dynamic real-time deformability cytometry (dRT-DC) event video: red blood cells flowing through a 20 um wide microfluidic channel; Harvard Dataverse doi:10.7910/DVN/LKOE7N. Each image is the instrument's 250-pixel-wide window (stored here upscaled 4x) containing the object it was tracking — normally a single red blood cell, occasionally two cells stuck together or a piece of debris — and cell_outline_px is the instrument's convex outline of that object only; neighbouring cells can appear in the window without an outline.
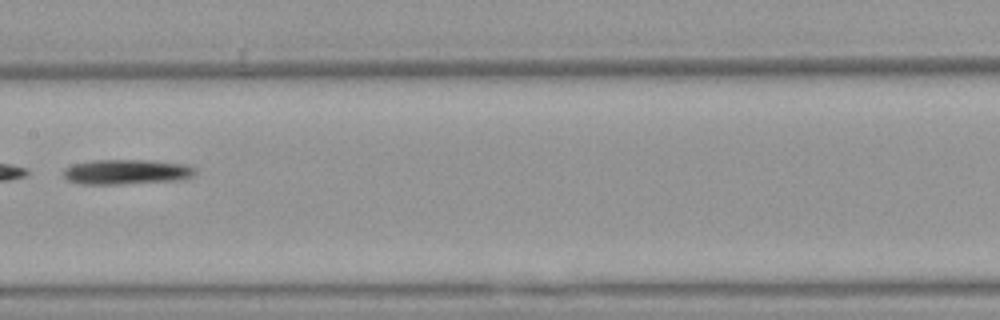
{"species": "Egyptian fruit bat (a non-hibernating species)", "species_latin": "Rousettus aegyptiacus", "temperature_condition": "warm", "stored_images_in_passage": 5, "camera_frame_rate_fps": 3000, "um_per_image_px": 0.085, "animal": {"sex": "female"}, "frame": {"image": 1, "passage_image": 4, "time_ms": 1.0, "image_size_px": [1000, 320], "cell_outline_px": [[196, 172], [192, 176], [180, 180], [120, 184], [80, 184], [68, 180], [64, 176], [64, 168], [72, 164], [92, 160], [152, 160], [188, 164], [196, 168]], "centroid_in_image_um": [10.78, 14.6], "position_along_channel_um": 196.6, "area_um2": 19.36}}
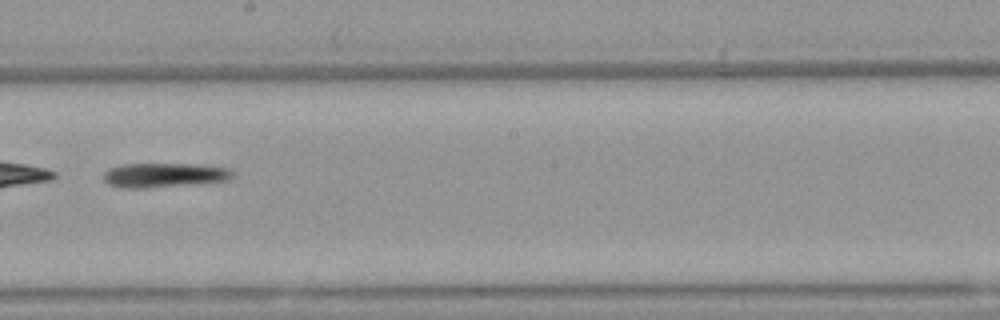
{"frame": {"image": 2, "passage_image": 5, "time_ms": 1.333, "image_size_px": [1000, 320], "cell_outline_px": [[236, 172], [228, 180], [200, 184], [148, 188], [120, 188], [108, 184], [104, 180], [104, 172], [108, 168], [124, 164], [200, 164], [232, 168]], "centroid_in_image_um": [14.01, 14.89], "position_along_channel_um": 234.2, "area_um2": 18.84}}